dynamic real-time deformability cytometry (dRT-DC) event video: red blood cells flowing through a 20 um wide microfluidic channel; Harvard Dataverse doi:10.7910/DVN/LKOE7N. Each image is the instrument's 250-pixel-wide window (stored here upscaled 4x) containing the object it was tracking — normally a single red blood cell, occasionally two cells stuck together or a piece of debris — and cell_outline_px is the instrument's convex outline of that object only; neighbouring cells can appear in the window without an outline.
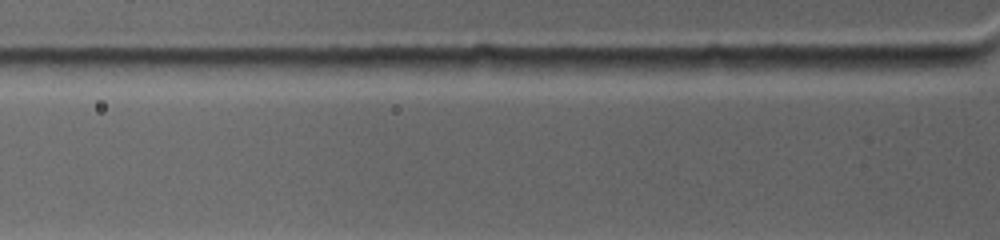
{"species": "common noctule bat (a hibernating species)", "species_latin": "Nyctalus noctula", "temperature_condition": "warm", "stored_images_in_passage": 2, "segment_of_instrument_passage": [2, 2], "camera_frame_rate_fps": 4500, "um_per_image_px": 0.085, "animal": {"sex": "female", "body_mass_g": 19.0, "forearm_length_mm": 53.3}, "frame": {"image": 1, "passage_image": 2, "time_ms": 1.111, "image_size_px": [1000, 240], "cell_outline_px": [[972, 60], [968, 64], [916, 72], [840, 68], [852, 56], [960, 56]], "centroid_in_image_um": [76.87, 5.35], "position_along_channel_um": 48.9, "area_um2": 11.68}}